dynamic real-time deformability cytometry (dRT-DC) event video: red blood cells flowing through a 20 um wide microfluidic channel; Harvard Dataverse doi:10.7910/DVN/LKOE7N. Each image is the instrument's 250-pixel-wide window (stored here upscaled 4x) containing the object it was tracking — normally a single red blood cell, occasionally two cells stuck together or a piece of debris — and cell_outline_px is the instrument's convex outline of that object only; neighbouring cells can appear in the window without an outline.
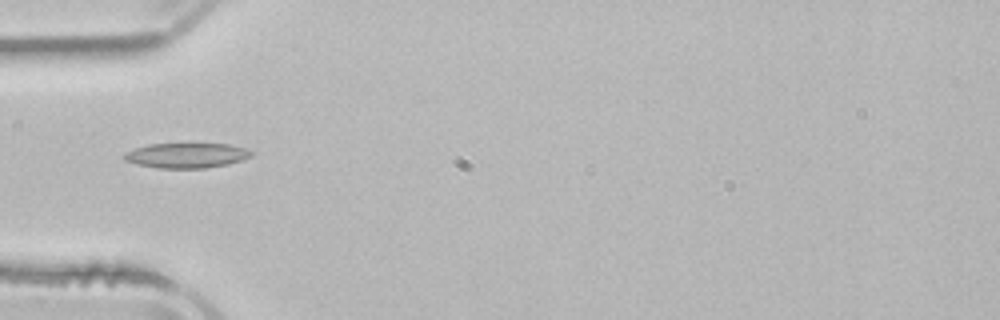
{"species": "common noctule bat (a hibernating species)", "species_latin": "Nyctalus noctula", "temperature_condition": "room temperature", "stored_images_in_passage": 3, "camera_frame_rate_fps": 3000, "um_per_image_px": 0.085, "animal": {"sex": "male", "body_mass_g": 21.5, "forearm_length_mm": 52.0}, "frame": {"image": 1, "passage_image": 3, "time_ms": 4.333, "image_size_px": [1000, 320], "cell_outline_px": [[252, 156], [228, 164], [204, 168], [156, 168], [136, 164], [124, 160], [124, 152], [148, 144], [228, 144], [248, 148], [252, 152]], "centroid_in_image_um": [15.84, 13.21], "position_along_channel_um": 69.2, "area_um2": 18.5}}